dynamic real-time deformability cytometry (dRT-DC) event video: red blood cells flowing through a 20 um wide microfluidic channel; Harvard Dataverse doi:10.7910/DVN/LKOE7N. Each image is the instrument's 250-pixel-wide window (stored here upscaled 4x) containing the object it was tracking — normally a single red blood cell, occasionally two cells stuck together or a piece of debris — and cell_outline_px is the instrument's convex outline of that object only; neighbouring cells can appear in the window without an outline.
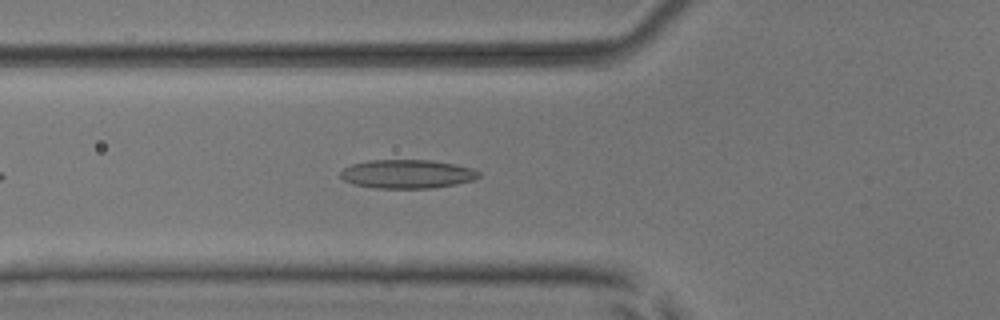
{"species": "common noctule bat (a hibernating species)", "species_latin": "Nyctalus noctula", "temperature_condition": "room temperature", "stored_images_in_passage": 32, "camera_frame_rate_fps": 3000, "um_per_image_px": 0.085, "animal": {"sex": "male", "body_mass_g": 17.9, "forearm_length_mm": 54.2}, "frame": {"image": 1, "passage_image": 7, "time_ms": 2.0, "image_size_px": [1000, 320], "cell_outline_px": [[480, 176], [472, 180], [456, 184], [432, 188], [376, 188], [356, 184], [344, 180], [340, 176], [340, 172], [344, 168], [352, 164], [368, 160], [432, 160], [456, 164], [472, 168], [480, 172]], "centroid_in_image_um": [34.63, 14.78], "position_along_channel_um": 91.2, "area_um2": 23.12}}
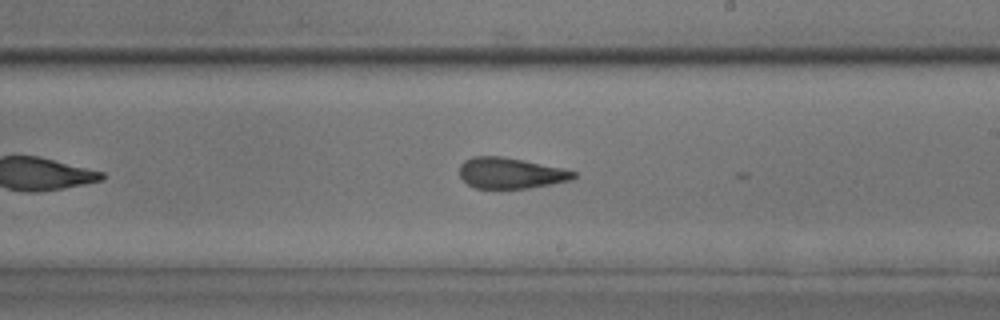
{"frame": {"image": 2, "passage_image": 19, "time_ms": 6.0, "image_size_px": [1000, 320], "cell_outline_px": [[576, 176], [572, 180], [552, 184], [528, 188], [476, 188], [468, 184], [460, 176], [460, 164], [464, 160], [472, 156], [500, 156], [524, 160], [560, 168], [576, 172]], "centroid_in_image_um": [43.38, 14.71], "position_along_channel_um": 245.6, "area_um2": 20.4}}
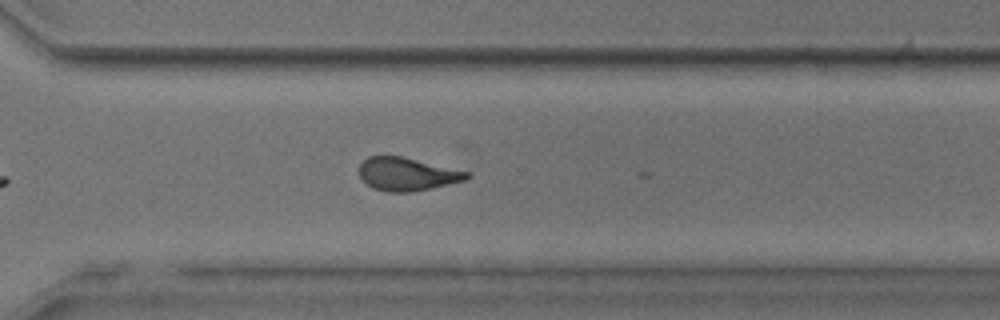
{"frame": {"image": 3, "passage_image": 26, "time_ms": 8.333, "image_size_px": [1000, 320], "cell_outline_px": [[472, 176], [464, 180], [432, 188], [408, 192], [388, 192], [372, 188], [360, 176], [360, 164], [368, 156], [400, 156], [472, 172]], "centroid_in_image_um": [34.63, 14.8], "position_along_channel_um": 336.0, "area_um2": 20.63}, "authors_computed_cell_mechanics": {"area_um2": 21.3571, "velocity_mm_per_s": 3.8665, "shape_relaxation_time_tau1_ms": null, "shape_relaxation_time_tau2_ms": 2.1718, "deformation_change_tau1": null, "deformation_change_tau2": 0.118}}